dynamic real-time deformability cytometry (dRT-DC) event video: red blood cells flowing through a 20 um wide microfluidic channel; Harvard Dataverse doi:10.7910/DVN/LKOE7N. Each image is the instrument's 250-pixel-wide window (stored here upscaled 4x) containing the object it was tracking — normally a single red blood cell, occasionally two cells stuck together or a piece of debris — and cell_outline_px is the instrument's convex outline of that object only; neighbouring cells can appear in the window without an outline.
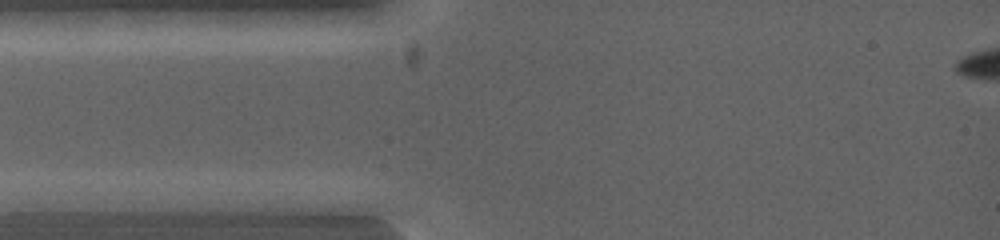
{"species": "common noctule bat (a hibernating species)", "species_latin": "Nyctalus noctula", "temperature_condition": "warm", "stored_images_in_passage": 2, "camera_frame_rate_fps": 5000, "um_per_image_px": 0.085, "animal": {"sex": "female", "body_mass_g": 19.0, "forearm_length_mm": 53.3}, "frame": {"image": 1, "passage_image": 1, "time_ms": 0.0, "image_size_px": [1000, 240], "cell_outline_px": [[108, 200], [68, 212], [16, 212], [16, 200], [56, 192], [96, 192]], "centroid_in_image_um": [4.99, 17.18], "position_along_channel_um": 80.0, "area_um2": 10.06}}